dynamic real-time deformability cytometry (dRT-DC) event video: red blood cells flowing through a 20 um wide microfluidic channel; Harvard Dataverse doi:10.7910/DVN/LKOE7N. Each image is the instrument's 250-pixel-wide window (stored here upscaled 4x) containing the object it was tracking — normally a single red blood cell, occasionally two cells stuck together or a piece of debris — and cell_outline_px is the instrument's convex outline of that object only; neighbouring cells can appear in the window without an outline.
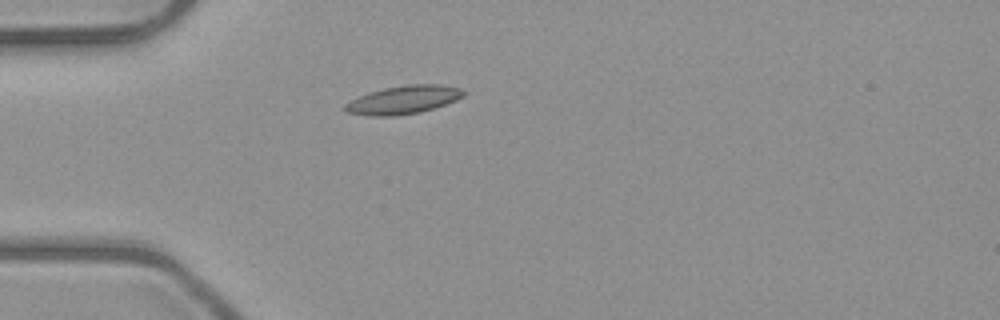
{"species": "common noctule bat (a hibernating species)", "species_latin": "Nyctalus noctula", "temperature_condition": "room temperature", "stored_images_in_passage": 5, "camera_frame_rate_fps": 3000, "um_per_image_px": 0.085, "animal": {"sex": "male", "body_mass_g": 23.1, "forearm_length_mm": 52.7}, "frame": {"image": 1, "passage_image": 5, "time_ms": 5.333, "image_size_px": [1000, 320], "cell_outline_px": [[464, 96], [456, 100], [436, 108], [420, 112], [396, 116], [368, 116], [344, 112], [344, 104], [360, 96], [384, 88], [408, 84], [440, 84], [460, 88], [464, 92]], "centroid_in_image_um": [34.29, 8.5], "position_along_channel_um": 50.7, "area_um2": 19.54}}